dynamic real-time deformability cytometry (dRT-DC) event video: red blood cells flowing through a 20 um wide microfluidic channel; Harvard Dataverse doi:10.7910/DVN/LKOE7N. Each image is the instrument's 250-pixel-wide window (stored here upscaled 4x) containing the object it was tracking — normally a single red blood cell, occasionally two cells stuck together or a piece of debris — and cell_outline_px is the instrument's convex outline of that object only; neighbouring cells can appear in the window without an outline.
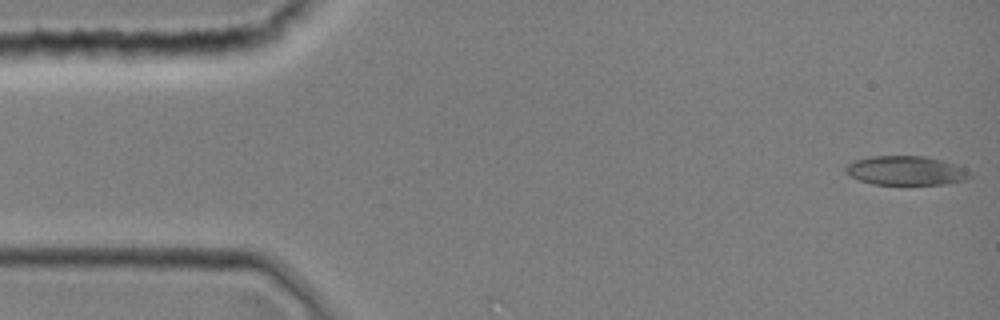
{"species": "common noctule bat (a hibernating species)", "species_latin": "Nyctalus noctula", "temperature_condition": "room temperature", "stored_images_in_passage": 1, "camera_frame_rate_fps": 3000, "um_per_image_px": 0.085, "animal": {"sex": "female", "body_mass_g": 19.0, "forearm_length_mm": 51.5}, "frame": {"image": 1, "passage_image": 1, "time_ms": 0.0, "image_size_px": [1000, 320], "cell_outline_px": [[972, 176], [964, 180], [944, 184], [908, 188], [872, 184], [860, 180], [844, 172], [844, 168], [852, 160], [872, 156], [924, 156], [944, 160], [964, 168], [972, 172]], "centroid_in_image_um": [77.01, 14.55], "position_along_channel_um": 8.0, "area_um2": 22.2}}